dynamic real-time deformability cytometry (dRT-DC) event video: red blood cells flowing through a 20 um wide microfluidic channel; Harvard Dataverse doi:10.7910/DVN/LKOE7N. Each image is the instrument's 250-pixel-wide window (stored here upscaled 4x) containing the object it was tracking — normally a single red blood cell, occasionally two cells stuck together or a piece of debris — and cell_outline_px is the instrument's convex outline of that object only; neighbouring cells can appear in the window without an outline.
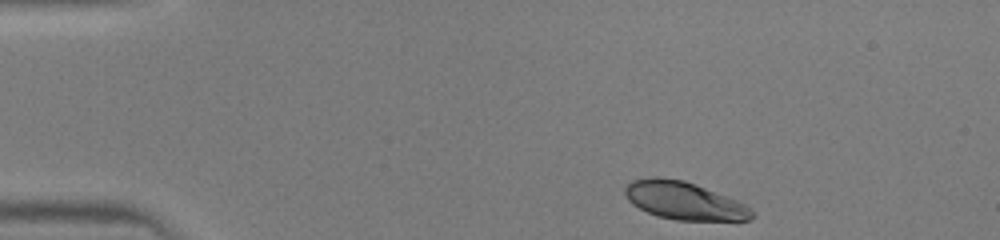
{"species": "human", "species_latin": "Homo sapiens", "temperature_condition": "warm", "stored_images_in_passage": 39, "camera_frame_rate_fps": 3000, "um_per_image_px": 0.085, "donor": {"sex": "male"}, "frame": {"image": 1, "passage_image": 1, "time_ms": 0.0, "image_size_px": [1000, 240], "cell_outline_px": [[756, 216], [752, 220], [676, 220], [656, 216], [632, 204], [628, 200], [624, 192], [624, 188], [632, 180], [652, 176], [656, 176], [684, 180], [736, 200], [752, 208], [756, 212]], "centroid_in_image_um": [58.16, 17.06], "position_along_channel_um": 26.8, "area_um2": 28.03}}
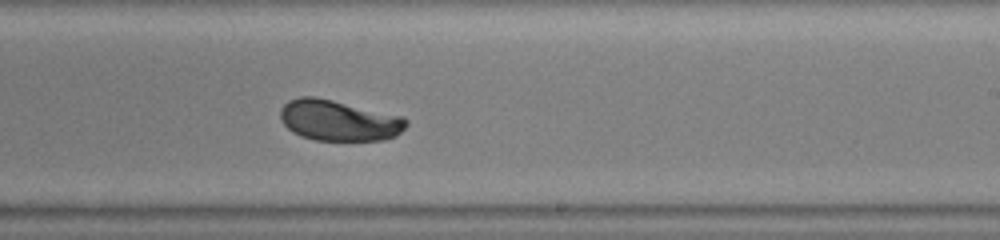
{"frame": {"image": 2, "passage_image": 22, "time_ms": 7.0, "image_size_px": [1000, 240], "cell_outline_px": [[408, 124], [396, 136], [384, 140], [316, 140], [300, 136], [292, 132], [280, 120], [280, 108], [288, 100], [300, 96], [316, 96], [400, 116], [408, 120]], "centroid_in_image_um": [28.75, 10.23], "position_along_channel_um": 260.2, "area_um2": 29.88}}
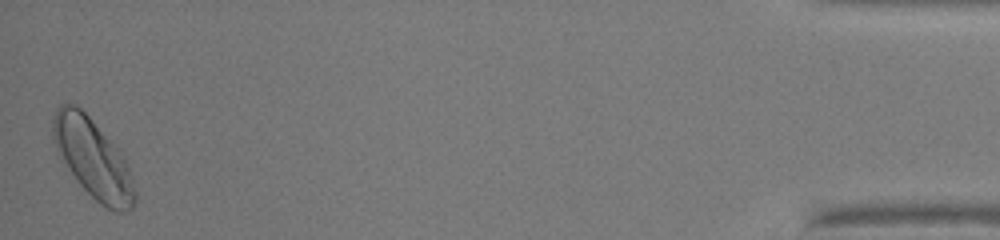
{"frame": {"image": 3, "passage_image": 39, "time_ms": 12.667, "image_size_px": [1000, 240], "cell_outline_px": [[136, 200], [132, 208], [124, 212], [112, 212], [100, 204], [80, 184], [56, 148], [52, 140], [52, 120], [56, 108], [60, 104], [76, 104], [88, 116], [124, 156], [136, 192]], "centroid_in_image_um": [7.91, 13.49], "position_along_channel_um": 427.3, "area_um2": 37.05}}